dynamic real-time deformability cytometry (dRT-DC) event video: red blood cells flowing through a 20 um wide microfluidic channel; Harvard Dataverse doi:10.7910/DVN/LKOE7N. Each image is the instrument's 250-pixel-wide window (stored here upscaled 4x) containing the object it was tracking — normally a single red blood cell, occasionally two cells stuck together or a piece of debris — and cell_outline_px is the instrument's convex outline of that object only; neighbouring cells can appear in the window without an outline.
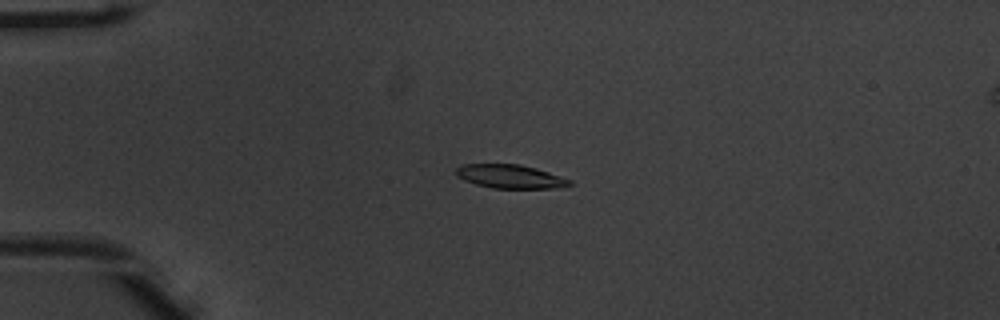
{"species": "common noctule bat (a hibernating species)", "species_latin": "Nyctalus noctula", "temperature_condition": "warm", "stored_images_in_passage": 40, "camera_frame_rate_fps": 3000, "um_per_image_px": 0.085, "animal": {"sex": "male", "body_mass_g": 20.1, "forearm_length_mm": 53.5}, "frame": {"image": 1, "passage_image": 1, "time_ms": 0.0, "image_size_px": [1000, 320], "cell_outline_px": [[572, 184], [552, 188], [492, 188], [476, 184], [464, 180], [456, 176], [456, 168], [464, 164], [520, 164], [536, 168], [572, 180]], "centroid_in_image_um": [43.34, 14.99], "position_along_channel_um": 41.7, "area_um2": 15.55}}
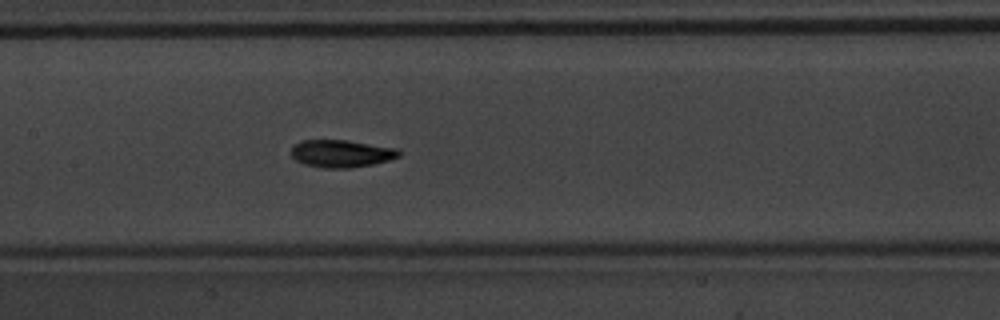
{"frame": {"image": 2, "passage_image": 14, "time_ms": 4.333, "image_size_px": [1000, 320], "cell_outline_px": [[400, 156], [388, 160], [372, 164], [352, 168], [324, 168], [304, 164], [296, 160], [292, 156], [292, 148], [300, 140], [348, 140], [396, 148], [400, 152]], "centroid_in_image_um": [29.01, 13.05], "position_along_channel_um": 178.4, "area_um2": 17.17}}
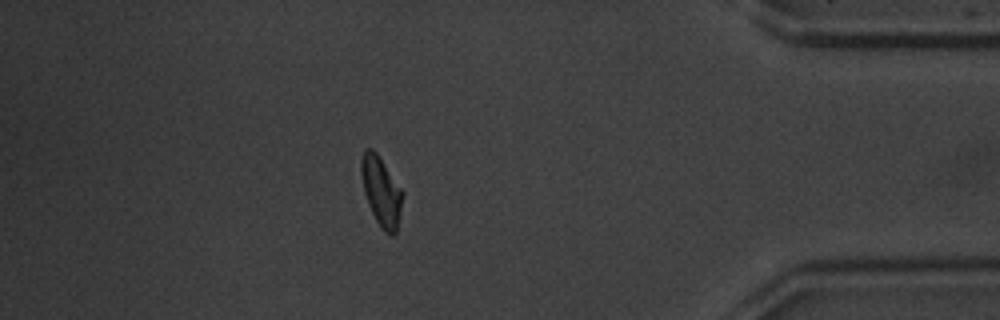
{"frame": {"image": 3, "passage_image": 34, "time_ms": 11.0, "image_size_px": [1000, 320], "cell_outline_px": [[404, 192], [396, 232], [392, 236], [384, 232], [376, 220], [368, 204], [364, 192], [360, 172], [360, 160], [364, 148], [372, 148], [376, 152]], "centroid_in_image_um": [32.39, 16.24], "position_along_channel_um": 402.8, "area_um2": 16.7}, "authors_computed_cell_mechanics": {"area_um2": 16.7042, "velocity_mm_per_s": 3.8943, "shape_relaxation_time_tau1_ms": 2.9621, "shape_relaxation_time_tau2_ms": 3.0444, "deformation_change_tau1": 0.1376, "deformation_change_tau2": 0.0692}}